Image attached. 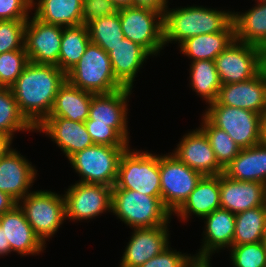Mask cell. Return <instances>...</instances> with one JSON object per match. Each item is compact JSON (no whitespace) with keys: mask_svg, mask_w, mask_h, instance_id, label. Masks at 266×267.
Listing matches in <instances>:
<instances>
[{"mask_svg":"<svg viewBox=\"0 0 266 267\" xmlns=\"http://www.w3.org/2000/svg\"><path fill=\"white\" fill-rule=\"evenodd\" d=\"M66 80V73L56 65L29 61L10 87L21 113L35 128L49 116Z\"/></svg>","mask_w":266,"mask_h":267,"instance_id":"obj_1","label":"cell"},{"mask_svg":"<svg viewBox=\"0 0 266 267\" xmlns=\"http://www.w3.org/2000/svg\"><path fill=\"white\" fill-rule=\"evenodd\" d=\"M232 22V11L197 5L171 10L167 8L163 15L164 45L174 41L179 46L190 37L221 32Z\"/></svg>","mask_w":266,"mask_h":267,"instance_id":"obj_2","label":"cell"},{"mask_svg":"<svg viewBox=\"0 0 266 267\" xmlns=\"http://www.w3.org/2000/svg\"><path fill=\"white\" fill-rule=\"evenodd\" d=\"M112 213L132 230L168 226L172 216L161 197L129 189H112Z\"/></svg>","mask_w":266,"mask_h":267,"instance_id":"obj_3","label":"cell"},{"mask_svg":"<svg viewBox=\"0 0 266 267\" xmlns=\"http://www.w3.org/2000/svg\"><path fill=\"white\" fill-rule=\"evenodd\" d=\"M66 78L73 86L92 94H107L125 88L113 74L108 53L92 42L66 73Z\"/></svg>","mask_w":266,"mask_h":267,"instance_id":"obj_4","label":"cell"},{"mask_svg":"<svg viewBox=\"0 0 266 267\" xmlns=\"http://www.w3.org/2000/svg\"><path fill=\"white\" fill-rule=\"evenodd\" d=\"M130 149L120 157L116 184L112 189H129L141 194L161 197L159 155Z\"/></svg>","mask_w":266,"mask_h":267,"instance_id":"obj_5","label":"cell"},{"mask_svg":"<svg viewBox=\"0 0 266 267\" xmlns=\"http://www.w3.org/2000/svg\"><path fill=\"white\" fill-rule=\"evenodd\" d=\"M208 107L202 115L214 126L224 130L240 149L261 143V114L246 109L221 105L216 101L210 103Z\"/></svg>","mask_w":266,"mask_h":267,"instance_id":"obj_6","label":"cell"},{"mask_svg":"<svg viewBox=\"0 0 266 267\" xmlns=\"http://www.w3.org/2000/svg\"><path fill=\"white\" fill-rule=\"evenodd\" d=\"M127 148L93 144L71 155L68 160L81 176L78 182L113 187L118 176L120 157Z\"/></svg>","mask_w":266,"mask_h":267,"instance_id":"obj_7","label":"cell"},{"mask_svg":"<svg viewBox=\"0 0 266 267\" xmlns=\"http://www.w3.org/2000/svg\"><path fill=\"white\" fill-rule=\"evenodd\" d=\"M17 204L44 244L66 220L64 195L49 190L32 191Z\"/></svg>","mask_w":266,"mask_h":267,"instance_id":"obj_8","label":"cell"},{"mask_svg":"<svg viewBox=\"0 0 266 267\" xmlns=\"http://www.w3.org/2000/svg\"><path fill=\"white\" fill-rule=\"evenodd\" d=\"M118 13L124 38L157 56L165 46L163 14L134 6L119 9Z\"/></svg>","mask_w":266,"mask_h":267,"instance_id":"obj_9","label":"cell"},{"mask_svg":"<svg viewBox=\"0 0 266 267\" xmlns=\"http://www.w3.org/2000/svg\"><path fill=\"white\" fill-rule=\"evenodd\" d=\"M214 62L222 85L243 82L266 66V52L258 46L234 40Z\"/></svg>","mask_w":266,"mask_h":267,"instance_id":"obj_10","label":"cell"},{"mask_svg":"<svg viewBox=\"0 0 266 267\" xmlns=\"http://www.w3.org/2000/svg\"><path fill=\"white\" fill-rule=\"evenodd\" d=\"M161 199L173 214L193 192L203 175L188 167L172 153L159 156Z\"/></svg>","mask_w":266,"mask_h":267,"instance_id":"obj_11","label":"cell"},{"mask_svg":"<svg viewBox=\"0 0 266 267\" xmlns=\"http://www.w3.org/2000/svg\"><path fill=\"white\" fill-rule=\"evenodd\" d=\"M66 219H93L104 212H112V187L77 182L64 194Z\"/></svg>","mask_w":266,"mask_h":267,"instance_id":"obj_12","label":"cell"},{"mask_svg":"<svg viewBox=\"0 0 266 267\" xmlns=\"http://www.w3.org/2000/svg\"><path fill=\"white\" fill-rule=\"evenodd\" d=\"M63 27L45 23L35 16L28 18L24 48L30 62L57 65Z\"/></svg>","mask_w":266,"mask_h":267,"instance_id":"obj_13","label":"cell"},{"mask_svg":"<svg viewBox=\"0 0 266 267\" xmlns=\"http://www.w3.org/2000/svg\"><path fill=\"white\" fill-rule=\"evenodd\" d=\"M131 88H122L107 94H93L89 117L84 124H101L114 128L128 143V98Z\"/></svg>","mask_w":266,"mask_h":267,"instance_id":"obj_14","label":"cell"},{"mask_svg":"<svg viewBox=\"0 0 266 267\" xmlns=\"http://www.w3.org/2000/svg\"><path fill=\"white\" fill-rule=\"evenodd\" d=\"M216 102L263 116L266 113V66L249 80L223 84L219 89Z\"/></svg>","mask_w":266,"mask_h":267,"instance_id":"obj_15","label":"cell"},{"mask_svg":"<svg viewBox=\"0 0 266 267\" xmlns=\"http://www.w3.org/2000/svg\"><path fill=\"white\" fill-rule=\"evenodd\" d=\"M172 154L203 176H217L224 171L218 164L207 136L200 128L183 135Z\"/></svg>","mask_w":266,"mask_h":267,"instance_id":"obj_16","label":"cell"},{"mask_svg":"<svg viewBox=\"0 0 266 267\" xmlns=\"http://www.w3.org/2000/svg\"><path fill=\"white\" fill-rule=\"evenodd\" d=\"M169 226L134 228L120 267H140L169 246Z\"/></svg>","mask_w":266,"mask_h":267,"instance_id":"obj_17","label":"cell"},{"mask_svg":"<svg viewBox=\"0 0 266 267\" xmlns=\"http://www.w3.org/2000/svg\"><path fill=\"white\" fill-rule=\"evenodd\" d=\"M37 170L16 148L0 159V191L17 203L29 194Z\"/></svg>","mask_w":266,"mask_h":267,"instance_id":"obj_18","label":"cell"},{"mask_svg":"<svg viewBox=\"0 0 266 267\" xmlns=\"http://www.w3.org/2000/svg\"><path fill=\"white\" fill-rule=\"evenodd\" d=\"M35 130L44 132L55 141L67 159L94 144L84 122L62 117H46Z\"/></svg>","mask_w":266,"mask_h":267,"instance_id":"obj_19","label":"cell"},{"mask_svg":"<svg viewBox=\"0 0 266 267\" xmlns=\"http://www.w3.org/2000/svg\"><path fill=\"white\" fill-rule=\"evenodd\" d=\"M220 205L237 214L266 205V185L261 182L239 181L220 174Z\"/></svg>","mask_w":266,"mask_h":267,"instance_id":"obj_20","label":"cell"},{"mask_svg":"<svg viewBox=\"0 0 266 267\" xmlns=\"http://www.w3.org/2000/svg\"><path fill=\"white\" fill-rule=\"evenodd\" d=\"M0 227L3 229L5 239L9 242L11 252H16L23 257L39 254L46 248L18 204L0 215Z\"/></svg>","mask_w":266,"mask_h":267,"instance_id":"obj_21","label":"cell"},{"mask_svg":"<svg viewBox=\"0 0 266 267\" xmlns=\"http://www.w3.org/2000/svg\"><path fill=\"white\" fill-rule=\"evenodd\" d=\"M115 78L127 88H133V82L140 68L151 56L142 46L124 38L108 53Z\"/></svg>","mask_w":266,"mask_h":267,"instance_id":"obj_22","label":"cell"},{"mask_svg":"<svg viewBox=\"0 0 266 267\" xmlns=\"http://www.w3.org/2000/svg\"><path fill=\"white\" fill-rule=\"evenodd\" d=\"M220 208V175L203 176L174 214L188 221L191 214L203 218Z\"/></svg>","mask_w":266,"mask_h":267,"instance_id":"obj_23","label":"cell"},{"mask_svg":"<svg viewBox=\"0 0 266 267\" xmlns=\"http://www.w3.org/2000/svg\"><path fill=\"white\" fill-rule=\"evenodd\" d=\"M206 219L203 243L197 255L212 256L219 250L232 246L235 233V214L225 209H217L201 218Z\"/></svg>","mask_w":266,"mask_h":267,"instance_id":"obj_24","label":"cell"},{"mask_svg":"<svg viewBox=\"0 0 266 267\" xmlns=\"http://www.w3.org/2000/svg\"><path fill=\"white\" fill-rule=\"evenodd\" d=\"M223 174L230 179L266 185V146L260 143L241 149L236 158L225 167Z\"/></svg>","mask_w":266,"mask_h":267,"instance_id":"obj_25","label":"cell"},{"mask_svg":"<svg viewBox=\"0 0 266 267\" xmlns=\"http://www.w3.org/2000/svg\"><path fill=\"white\" fill-rule=\"evenodd\" d=\"M234 40L235 26L232 22L221 32L190 37L182 42L179 48L183 55L191 58V62L196 60L214 61Z\"/></svg>","mask_w":266,"mask_h":267,"instance_id":"obj_26","label":"cell"},{"mask_svg":"<svg viewBox=\"0 0 266 267\" xmlns=\"http://www.w3.org/2000/svg\"><path fill=\"white\" fill-rule=\"evenodd\" d=\"M93 94L73 86L67 80L59 88L48 117H62L75 122H85Z\"/></svg>","mask_w":266,"mask_h":267,"instance_id":"obj_27","label":"cell"},{"mask_svg":"<svg viewBox=\"0 0 266 267\" xmlns=\"http://www.w3.org/2000/svg\"><path fill=\"white\" fill-rule=\"evenodd\" d=\"M35 1L32 0V8L35 10L33 15L45 23L61 27L78 26L83 24V0Z\"/></svg>","mask_w":266,"mask_h":267,"instance_id":"obj_28","label":"cell"},{"mask_svg":"<svg viewBox=\"0 0 266 267\" xmlns=\"http://www.w3.org/2000/svg\"><path fill=\"white\" fill-rule=\"evenodd\" d=\"M255 5L244 13L233 12L235 40L258 46L266 52V1Z\"/></svg>","mask_w":266,"mask_h":267,"instance_id":"obj_29","label":"cell"},{"mask_svg":"<svg viewBox=\"0 0 266 267\" xmlns=\"http://www.w3.org/2000/svg\"><path fill=\"white\" fill-rule=\"evenodd\" d=\"M90 42L86 25L63 27L60 55L56 66L67 73L80 60Z\"/></svg>","mask_w":266,"mask_h":267,"instance_id":"obj_30","label":"cell"},{"mask_svg":"<svg viewBox=\"0 0 266 267\" xmlns=\"http://www.w3.org/2000/svg\"><path fill=\"white\" fill-rule=\"evenodd\" d=\"M266 225V205L235 214L232 245L263 242Z\"/></svg>","mask_w":266,"mask_h":267,"instance_id":"obj_31","label":"cell"},{"mask_svg":"<svg viewBox=\"0 0 266 267\" xmlns=\"http://www.w3.org/2000/svg\"><path fill=\"white\" fill-rule=\"evenodd\" d=\"M189 70L190 85L193 91L208 104L216 101L222 84L215 62L211 60H196L191 62Z\"/></svg>","mask_w":266,"mask_h":267,"instance_id":"obj_32","label":"cell"},{"mask_svg":"<svg viewBox=\"0 0 266 267\" xmlns=\"http://www.w3.org/2000/svg\"><path fill=\"white\" fill-rule=\"evenodd\" d=\"M0 131L14 137L17 131H35V127L21 113L10 88L0 87Z\"/></svg>","mask_w":266,"mask_h":267,"instance_id":"obj_33","label":"cell"},{"mask_svg":"<svg viewBox=\"0 0 266 267\" xmlns=\"http://www.w3.org/2000/svg\"><path fill=\"white\" fill-rule=\"evenodd\" d=\"M87 27L90 41L100 46L107 53L111 51V47L116 46L124 39L118 11L92 21Z\"/></svg>","mask_w":266,"mask_h":267,"instance_id":"obj_34","label":"cell"},{"mask_svg":"<svg viewBox=\"0 0 266 267\" xmlns=\"http://www.w3.org/2000/svg\"><path fill=\"white\" fill-rule=\"evenodd\" d=\"M200 126L209 140L218 164L225 169L241 149L224 130L214 126L204 115Z\"/></svg>","mask_w":266,"mask_h":267,"instance_id":"obj_35","label":"cell"},{"mask_svg":"<svg viewBox=\"0 0 266 267\" xmlns=\"http://www.w3.org/2000/svg\"><path fill=\"white\" fill-rule=\"evenodd\" d=\"M230 252L233 267L266 266V245L263 242L232 245Z\"/></svg>","mask_w":266,"mask_h":267,"instance_id":"obj_36","label":"cell"},{"mask_svg":"<svg viewBox=\"0 0 266 267\" xmlns=\"http://www.w3.org/2000/svg\"><path fill=\"white\" fill-rule=\"evenodd\" d=\"M29 59L25 48L0 54V87L10 88L22 74Z\"/></svg>","mask_w":266,"mask_h":267,"instance_id":"obj_37","label":"cell"},{"mask_svg":"<svg viewBox=\"0 0 266 267\" xmlns=\"http://www.w3.org/2000/svg\"><path fill=\"white\" fill-rule=\"evenodd\" d=\"M27 20H0V54L24 48Z\"/></svg>","mask_w":266,"mask_h":267,"instance_id":"obj_38","label":"cell"},{"mask_svg":"<svg viewBox=\"0 0 266 267\" xmlns=\"http://www.w3.org/2000/svg\"><path fill=\"white\" fill-rule=\"evenodd\" d=\"M94 144L112 147H129V143L112 127L101 124H85Z\"/></svg>","mask_w":266,"mask_h":267,"instance_id":"obj_39","label":"cell"},{"mask_svg":"<svg viewBox=\"0 0 266 267\" xmlns=\"http://www.w3.org/2000/svg\"><path fill=\"white\" fill-rule=\"evenodd\" d=\"M118 10L110 0H83V24L88 25L100 17L116 13Z\"/></svg>","mask_w":266,"mask_h":267,"instance_id":"obj_40","label":"cell"},{"mask_svg":"<svg viewBox=\"0 0 266 267\" xmlns=\"http://www.w3.org/2000/svg\"><path fill=\"white\" fill-rule=\"evenodd\" d=\"M32 0H0V20H28Z\"/></svg>","mask_w":266,"mask_h":267,"instance_id":"obj_41","label":"cell"},{"mask_svg":"<svg viewBox=\"0 0 266 267\" xmlns=\"http://www.w3.org/2000/svg\"><path fill=\"white\" fill-rule=\"evenodd\" d=\"M191 254L173 250L170 245L140 267H182Z\"/></svg>","mask_w":266,"mask_h":267,"instance_id":"obj_42","label":"cell"},{"mask_svg":"<svg viewBox=\"0 0 266 267\" xmlns=\"http://www.w3.org/2000/svg\"><path fill=\"white\" fill-rule=\"evenodd\" d=\"M168 0H134V7L147 8L164 15L168 8Z\"/></svg>","mask_w":266,"mask_h":267,"instance_id":"obj_43","label":"cell"},{"mask_svg":"<svg viewBox=\"0 0 266 267\" xmlns=\"http://www.w3.org/2000/svg\"><path fill=\"white\" fill-rule=\"evenodd\" d=\"M210 259L212 258L207 255H190L182 267H212L210 266Z\"/></svg>","mask_w":266,"mask_h":267,"instance_id":"obj_44","label":"cell"},{"mask_svg":"<svg viewBox=\"0 0 266 267\" xmlns=\"http://www.w3.org/2000/svg\"><path fill=\"white\" fill-rule=\"evenodd\" d=\"M13 138L12 135L0 131V159L13 150L11 147Z\"/></svg>","mask_w":266,"mask_h":267,"instance_id":"obj_45","label":"cell"},{"mask_svg":"<svg viewBox=\"0 0 266 267\" xmlns=\"http://www.w3.org/2000/svg\"><path fill=\"white\" fill-rule=\"evenodd\" d=\"M15 205H17V202L14 199L0 191V215L10 211Z\"/></svg>","mask_w":266,"mask_h":267,"instance_id":"obj_46","label":"cell"},{"mask_svg":"<svg viewBox=\"0 0 266 267\" xmlns=\"http://www.w3.org/2000/svg\"><path fill=\"white\" fill-rule=\"evenodd\" d=\"M11 254V247L3 234V229L0 227V256Z\"/></svg>","mask_w":266,"mask_h":267,"instance_id":"obj_47","label":"cell"},{"mask_svg":"<svg viewBox=\"0 0 266 267\" xmlns=\"http://www.w3.org/2000/svg\"><path fill=\"white\" fill-rule=\"evenodd\" d=\"M117 10L134 6V0H110Z\"/></svg>","mask_w":266,"mask_h":267,"instance_id":"obj_48","label":"cell"},{"mask_svg":"<svg viewBox=\"0 0 266 267\" xmlns=\"http://www.w3.org/2000/svg\"><path fill=\"white\" fill-rule=\"evenodd\" d=\"M261 143L266 146V113L262 116Z\"/></svg>","mask_w":266,"mask_h":267,"instance_id":"obj_49","label":"cell"},{"mask_svg":"<svg viewBox=\"0 0 266 267\" xmlns=\"http://www.w3.org/2000/svg\"><path fill=\"white\" fill-rule=\"evenodd\" d=\"M263 243L266 245V225H265V229H264Z\"/></svg>","mask_w":266,"mask_h":267,"instance_id":"obj_50","label":"cell"},{"mask_svg":"<svg viewBox=\"0 0 266 267\" xmlns=\"http://www.w3.org/2000/svg\"><path fill=\"white\" fill-rule=\"evenodd\" d=\"M264 2V1H266V0H255V2Z\"/></svg>","mask_w":266,"mask_h":267,"instance_id":"obj_51","label":"cell"}]
</instances>
